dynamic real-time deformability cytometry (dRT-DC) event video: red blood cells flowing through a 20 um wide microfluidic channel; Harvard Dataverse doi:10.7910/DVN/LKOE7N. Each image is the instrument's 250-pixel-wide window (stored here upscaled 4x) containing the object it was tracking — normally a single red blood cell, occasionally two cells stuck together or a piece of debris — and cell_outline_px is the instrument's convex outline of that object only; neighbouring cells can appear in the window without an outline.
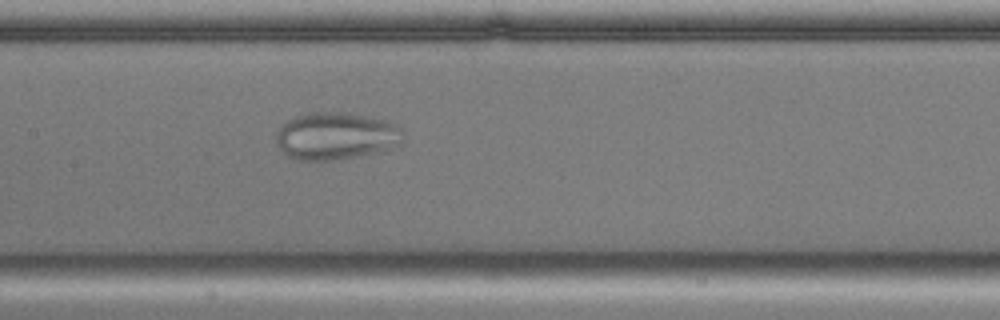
{"species": "common noctule bat (a hibernating species)", "species_latin": "Nyctalus noctula", "temperature_condition": "cold", "stored_images_in_passage": 36, "camera_frame_rate_fps": 3000, "um_per_image_px": 0.085, "animal": {"sex": "male", "body_mass_g": 17.9, "forearm_length_mm": 54.2}, "frame": {"image": 1, "passage_image": 11, "time_ms": 3.333, "image_size_px": [1000, 320], "cell_outline_px": [[404, 140], [400, 144], [380, 152], [332, 160], [300, 160], [288, 156], [276, 144], [276, 132], [288, 120], [296, 116], [312, 112], [344, 112], [388, 120], [400, 128]], "centroid_in_image_um": [28.57, 11.56], "position_along_channel_um": 178.8, "area_um2": 34.97}}
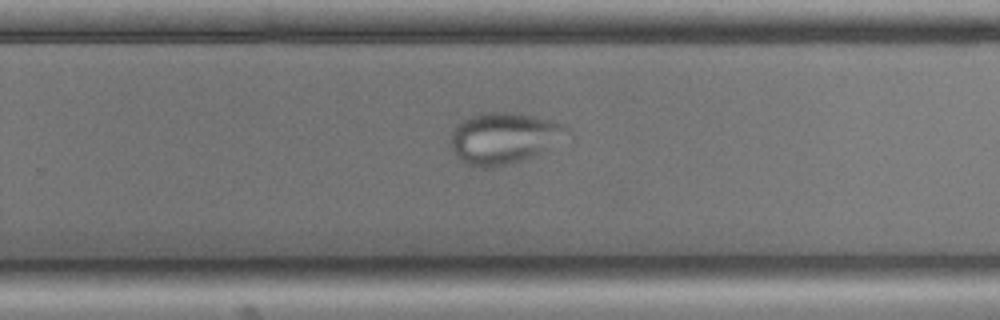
{"frame": {"image": 2, "passage_image": 20, "time_ms": 6.333, "image_size_px": [1000, 320], "cell_outline_px": [[572, 136], [540, 152], [520, 160], [508, 164], [488, 168], [484, 168], [464, 164], [456, 156], [448, 144], [452, 132], [456, 124], [468, 116], [484, 112], [512, 112], [532, 116], [564, 124], [572, 132]], "centroid_in_image_um": [42.8, 11.73], "position_along_channel_um": 287.0, "area_um2": 35.08}}